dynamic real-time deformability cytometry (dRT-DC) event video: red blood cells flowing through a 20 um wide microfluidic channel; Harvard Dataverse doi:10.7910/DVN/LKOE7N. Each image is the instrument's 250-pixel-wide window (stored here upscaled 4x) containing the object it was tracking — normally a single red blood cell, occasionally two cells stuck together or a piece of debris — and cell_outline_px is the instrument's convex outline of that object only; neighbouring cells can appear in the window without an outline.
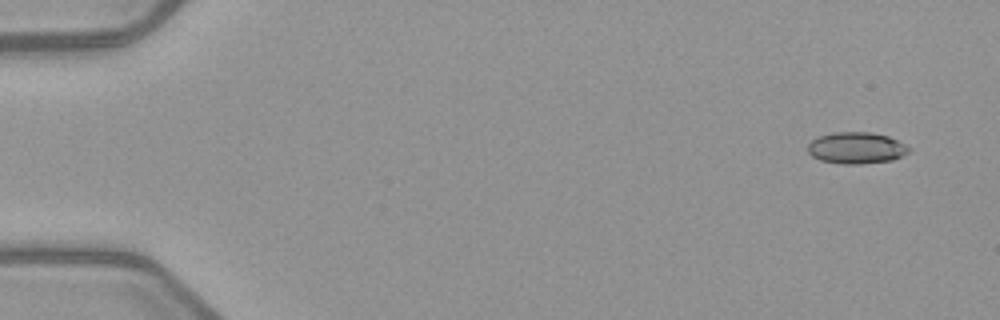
{"species": "common noctule bat (a hibernating species)", "species_latin": "Nyctalus noctula", "temperature_condition": "warm", "stored_images_in_passage": 5, "camera_frame_rate_fps": 3000, "um_per_image_px": 0.085, "animal": {"sex": "female", "body_mass_g": 21.9}, "frame": {"image": 1, "passage_image": 1, "time_ms": 0.0, "image_size_px": [1000, 320], "cell_outline_px": [[912, 148], [908, 152], [892, 160], [860, 164], [844, 164], [820, 160], [812, 156], [808, 152], [808, 144], [812, 140], [820, 136], [832, 132], [868, 132], [888, 136]], "centroid_in_image_um": [72.77, 12.57], "position_along_channel_um": 12.2, "area_um2": 18.44}}
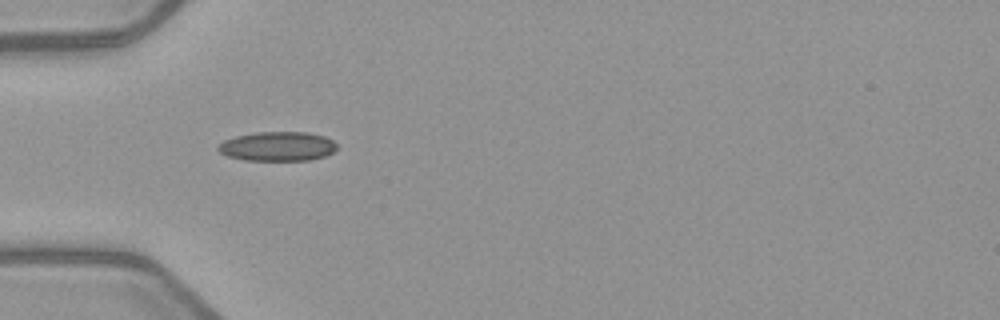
{"frame": {"image": 2, "passage_image": 4, "time_ms": 4.667, "image_size_px": [1000, 320], "cell_outline_px": [[336, 148], [332, 152], [324, 156], [312, 160], [244, 160], [228, 156], [220, 152], [216, 148], [224, 140], [236, 136], [256, 132], [308, 132], [324, 136], [332, 140], [336, 144]], "centroid_in_image_um": [23.59, 12.44], "position_along_channel_um": 61.4, "area_um2": 20.23}}
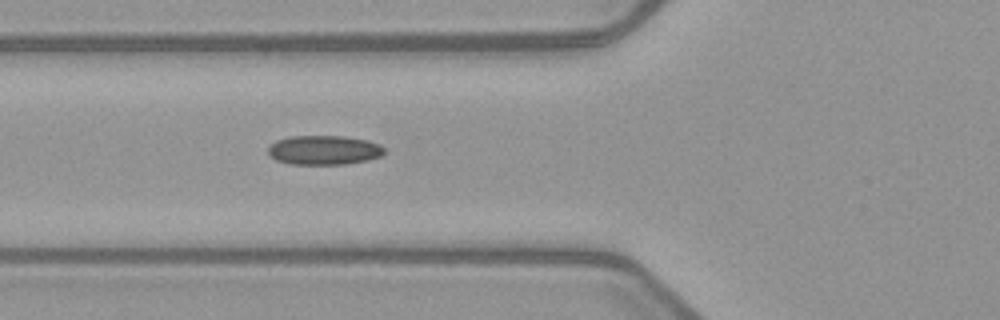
{"frame": {"image": 3, "passage_image": 5, "time_ms": 5.667, "image_size_px": [1000, 320], "cell_outline_px": [[384, 152], [380, 156], [368, 160], [344, 164], [288, 164], [276, 160], [268, 152], [268, 148], [276, 140], [292, 136], [344, 136], [368, 140], [380, 144], [384, 148]], "centroid_in_image_um": [27.55, 12.75], "position_along_channel_um": 98.3, "area_um2": 19.83}}